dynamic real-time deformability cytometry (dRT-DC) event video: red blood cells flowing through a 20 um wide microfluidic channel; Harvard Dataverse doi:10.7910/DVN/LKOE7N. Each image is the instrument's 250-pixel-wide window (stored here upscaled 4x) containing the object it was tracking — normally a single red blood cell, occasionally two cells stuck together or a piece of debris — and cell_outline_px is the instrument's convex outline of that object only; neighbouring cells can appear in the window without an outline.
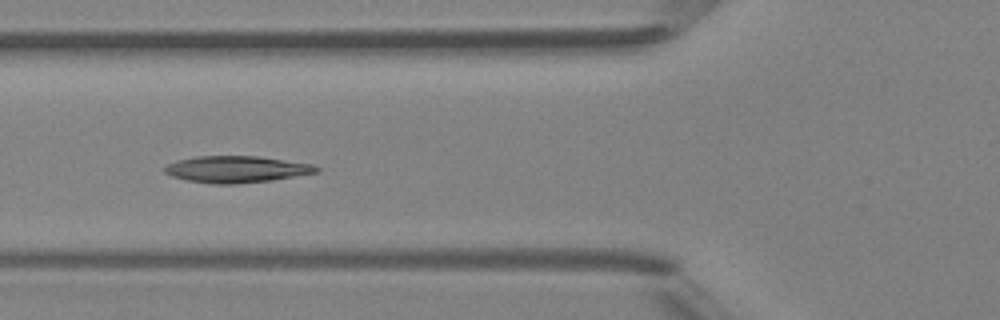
{"species": "Egyptian fruit bat (a non-hibernating species)", "species_latin": "Rousettus aegyptiacus", "temperature_condition": "room temperature", "stored_images_in_passage": 5, "camera_frame_rate_fps": 3000, "um_per_image_px": 0.085, "animal": {"sex": "female"}, "frame": {"image": 1, "passage_image": 5, "time_ms": 5.333, "image_size_px": [1000, 320], "cell_outline_px": [[320, 172], [272, 180], [236, 184], [212, 184], [188, 180], [172, 176], [164, 172], [164, 168], [168, 164], [176, 160], [196, 156], [260, 156], [312, 164], [320, 168]], "centroid_in_image_um": [20.12, 14.38], "position_along_channel_um": 105.7, "area_um2": 23.64}}